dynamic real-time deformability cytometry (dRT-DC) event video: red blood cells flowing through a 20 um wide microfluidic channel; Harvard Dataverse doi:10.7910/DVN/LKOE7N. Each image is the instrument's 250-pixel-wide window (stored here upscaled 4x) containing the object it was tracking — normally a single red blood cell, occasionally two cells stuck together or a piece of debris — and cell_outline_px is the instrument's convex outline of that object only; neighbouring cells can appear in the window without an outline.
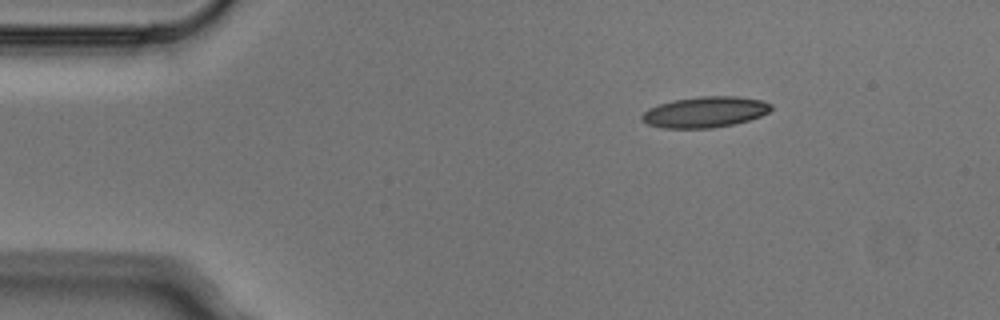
{"species": "Egyptian fruit bat (a non-hibernating species)", "species_latin": "Rousettus aegyptiacus", "temperature_condition": "cold", "stored_images_in_passage": 6, "camera_frame_rate_fps": 3000, "um_per_image_px": 0.085, "animal": {"sex": "male"}, "frame": {"image": 1, "passage_image": 6, "time_ms": 1.667, "image_size_px": [1000, 320], "cell_outline_px": [[772, 108], [768, 112], [760, 116], [748, 120], [732, 124], [712, 128], [664, 128], [648, 124], [640, 120], [640, 116], [648, 108], [672, 100], [700, 96], [736, 96], [760, 100], [772, 104]], "centroid_in_image_um": [59.89, 9.52], "position_along_channel_um": 25.1, "area_um2": 23.18}}